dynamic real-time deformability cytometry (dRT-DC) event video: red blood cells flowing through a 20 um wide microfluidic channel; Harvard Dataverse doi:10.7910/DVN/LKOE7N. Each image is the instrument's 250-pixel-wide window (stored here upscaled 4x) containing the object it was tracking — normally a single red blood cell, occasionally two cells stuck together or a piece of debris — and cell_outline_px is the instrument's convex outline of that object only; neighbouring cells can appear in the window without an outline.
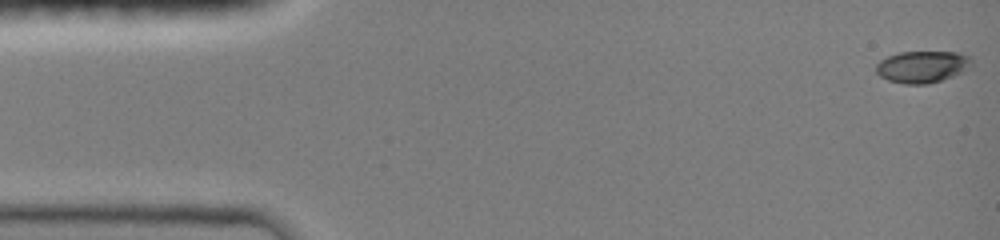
{"species": "common noctule bat (a hibernating species)", "species_latin": "Nyctalus noctula", "temperature_condition": "room temperature", "stored_images_in_passage": 16, "camera_frame_rate_fps": 3000, "um_per_image_px": 0.085, "animal": {"sex": "female", "body_mass_g": 19.0, "forearm_length_mm": 51.5}, "frame": {"image": 1, "passage_image": 1, "time_ms": 0.0, "image_size_px": [1000, 240], "cell_outline_px": [[972, 68], [964, 72], [928, 84], [904, 84], [888, 80], [880, 76], [876, 72], [876, 64], [880, 60], [888, 56], [900, 52], [956, 52], [968, 56], [972, 60]], "centroid_in_image_um": [78.41, 5.67], "position_along_channel_um": 6.6, "area_um2": 17.8}}
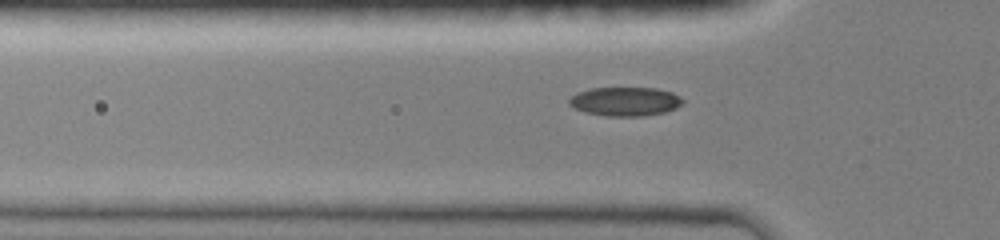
{"frame": {"image": 2, "passage_image": 14, "time_ms": 4.333, "image_size_px": [1000, 240], "cell_outline_px": [[684, 100], [676, 108], [664, 112], [644, 116], [608, 116], [584, 112], [568, 104], [568, 100], [572, 96], [580, 92], [592, 88], [656, 88], [672, 92], [680, 96]], "centroid_in_image_um": [53.15, 8.62], "position_along_channel_um": 72.6, "area_um2": 19.02}}
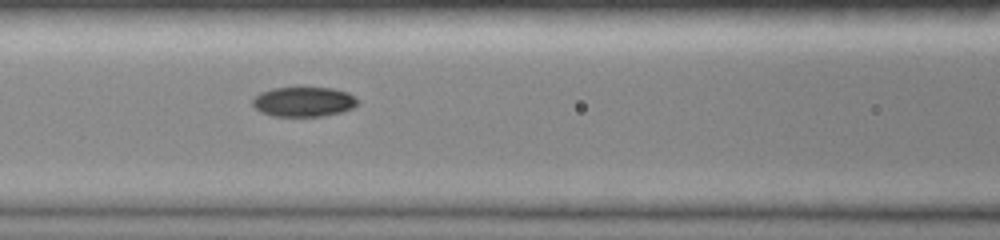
{"frame": {"image": 3, "passage_image": 16, "time_ms": 5.0, "image_size_px": [1000, 240], "cell_outline_px": [[360, 104], [352, 108], [340, 112], [324, 116], [272, 116], [260, 112], [252, 104], [252, 100], [260, 92], [272, 88], [332, 88], [348, 92], [360, 100]], "centroid_in_image_um": [25.83, 8.65], "position_along_channel_um": 140.8, "area_um2": 18.32}}